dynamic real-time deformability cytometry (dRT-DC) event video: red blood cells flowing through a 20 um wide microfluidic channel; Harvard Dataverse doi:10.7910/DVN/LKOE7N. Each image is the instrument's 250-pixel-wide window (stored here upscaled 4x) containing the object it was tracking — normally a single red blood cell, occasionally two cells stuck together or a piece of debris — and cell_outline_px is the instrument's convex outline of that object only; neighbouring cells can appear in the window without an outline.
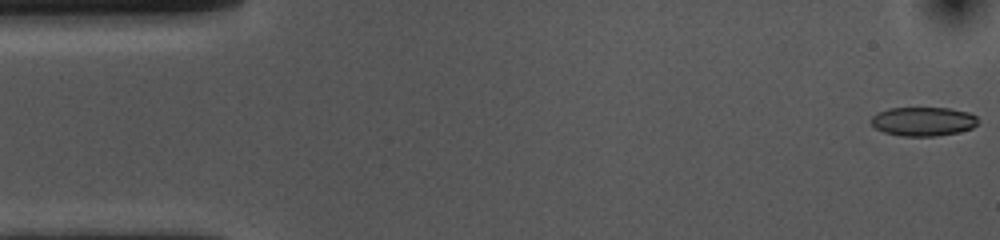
{"species": "common noctule bat (a hibernating species)", "species_latin": "Nyctalus noctula", "temperature_condition": "cold", "stored_images_in_passage": 54, "camera_frame_rate_fps": 3000, "um_per_image_px": 0.085, "animal": {"sex": "female", "body_mass_g": 10.0, "forearm_length_mm": 53.1}, "frame": {"image": 1, "passage_image": 1, "time_ms": 0.0, "image_size_px": [1000, 240], "cell_outline_px": [[976, 124], [972, 128], [960, 132], [936, 136], [900, 136], [884, 132], [876, 128], [872, 124], [872, 116], [876, 112], [888, 108], [948, 108], [968, 112], [976, 116]], "centroid_in_image_um": [78.45, 10.32], "position_along_channel_um": 6.6, "area_um2": 18.03}}
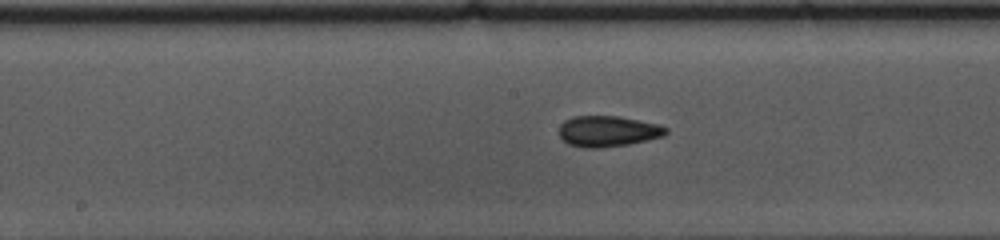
{"frame": {"image": 2, "passage_image": 26, "time_ms": 8.333, "image_size_px": [1000, 240], "cell_outline_px": [[668, 132], [664, 136], [648, 140], [628, 144], [596, 148], [584, 148], [568, 144], [560, 136], [560, 124], [564, 120], [572, 116], [616, 116], [660, 124], [668, 128]], "centroid_in_image_um": [51.68, 11.15], "position_along_channel_um": 196.5, "area_um2": 19.25}}
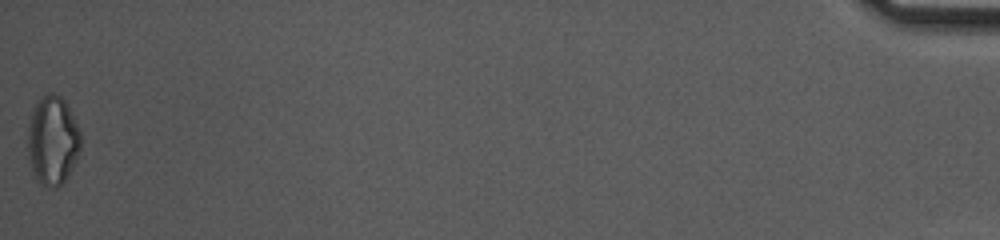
{"frame": {"image": 3, "passage_image": 54, "time_ms": 17.667, "image_size_px": [1000, 240], "cell_outline_px": [[80, 148], [68, 176], [56, 188], [52, 188], [40, 184], [36, 180], [32, 168], [28, 152], [28, 128], [32, 112], [36, 104], [48, 92], [52, 92], [60, 96], [64, 100], [80, 132]], "centroid_in_image_um": [4.46, 11.96], "position_along_channel_um": 430.7, "area_um2": 26.88}, "authors_computed_cell_mechanics": {"area_um2": 18.9584, "velocity_mm_per_s": 3.6402, "shape_relaxation_time_tau1_ms": null, "shape_relaxation_time_tau2_ms": 3.6265, "deformation_change_tau1": null, "deformation_change_tau2": 0.0902}}